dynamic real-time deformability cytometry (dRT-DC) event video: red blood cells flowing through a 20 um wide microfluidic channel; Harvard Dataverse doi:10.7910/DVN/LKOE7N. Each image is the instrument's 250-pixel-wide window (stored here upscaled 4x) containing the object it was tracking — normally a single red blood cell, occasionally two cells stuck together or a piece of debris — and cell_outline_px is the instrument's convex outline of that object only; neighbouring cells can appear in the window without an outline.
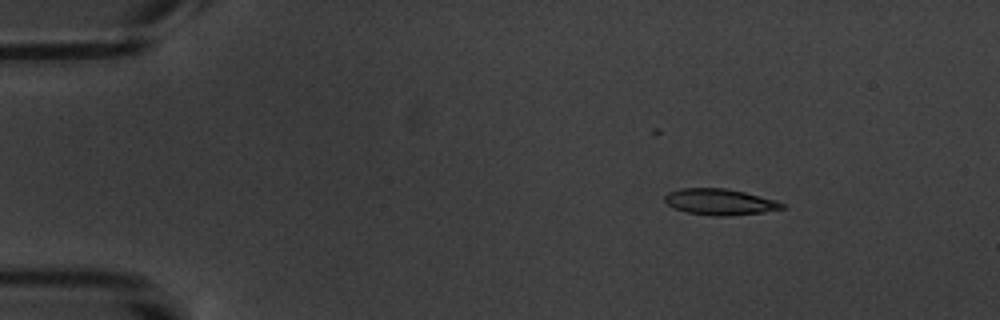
{"species": "common noctule bat (a hibernating species)", "species_latin": "Nyctalus noctula", "temperature_condition": "warm", "stored_images_in_passage": 8, "camera_frame_rate_fps": 3000, "um_per_image_px": 0.085, "animal": {"sex": "male", "body_mass_g": 20.1, "forearm_length_mm": 53.5}, "frame": {"image": 1, "passage_image": 3, "time_ms": 2.333, "image_size_px": [1000, 320], "cell_outline_px": [[784, 208], [764, 212], [728, 216], [716, 216], [688, 212], [676, 208], [668, 204], [664, 200], [664, 196], [668, 192], [680, 188], [724, 188], [744, 192], [776, 200], [784, 204]], "centroid_in_image_um": [61.18, 17.15], "position_along_channel_um": 23.8, "area_um2": 17.69}}
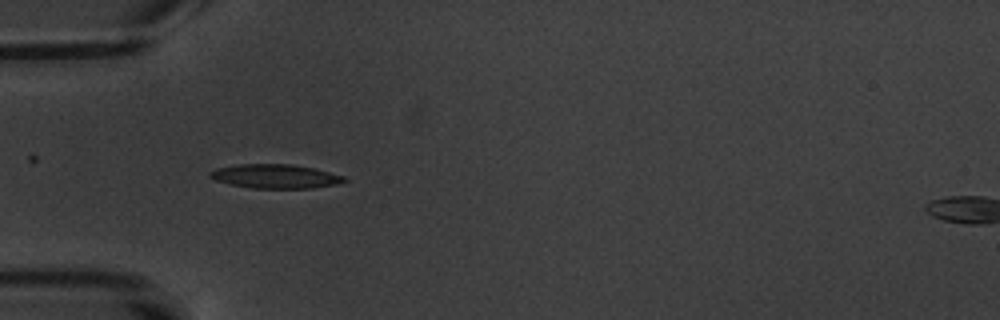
{"frame": {"image": 2, "passage_image": 6, "time_ms": 5.667, "image_size_px": [1000, 320], "cell_outline_px": [[348, 180], [336, 184], [312, 188], [252, 188], [232, 184], [216, 180], [208, 176], [208, 172], [216, 168], [236, 164], [292, 164], [316, 168], [344, 176]], "centroid_in_image_um": [23.4, 14.97], "position_along_channel_um": 61.6, "area_um2": 18.84}}
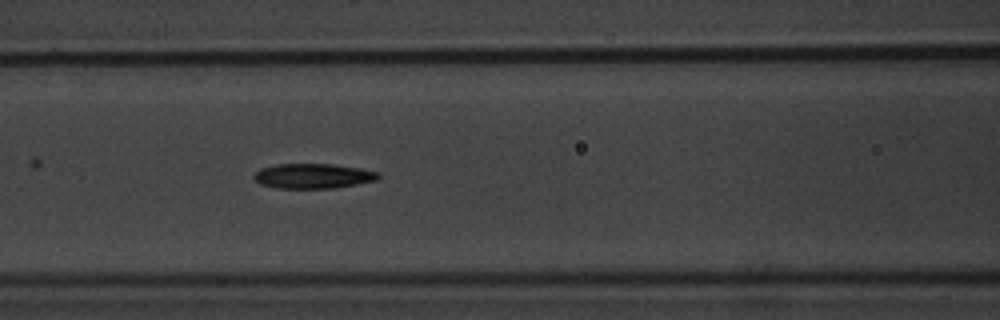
{"frame": {"image": 3, "passage_image": 8, "time_ms": 8.0, "image_size_px": [1000, 320], "cell_outline_px": [[380, 176], [376, 180], [336, 188], [276, 188], [260, 184], [252, 176], [260, 168], [276, 164], [332, 164], [360, 168], [380, 172]], "centroid_in_image_um": [26.61, 14.96], "position_along_channel_um": 140.0, "area_um2": 18.09}}